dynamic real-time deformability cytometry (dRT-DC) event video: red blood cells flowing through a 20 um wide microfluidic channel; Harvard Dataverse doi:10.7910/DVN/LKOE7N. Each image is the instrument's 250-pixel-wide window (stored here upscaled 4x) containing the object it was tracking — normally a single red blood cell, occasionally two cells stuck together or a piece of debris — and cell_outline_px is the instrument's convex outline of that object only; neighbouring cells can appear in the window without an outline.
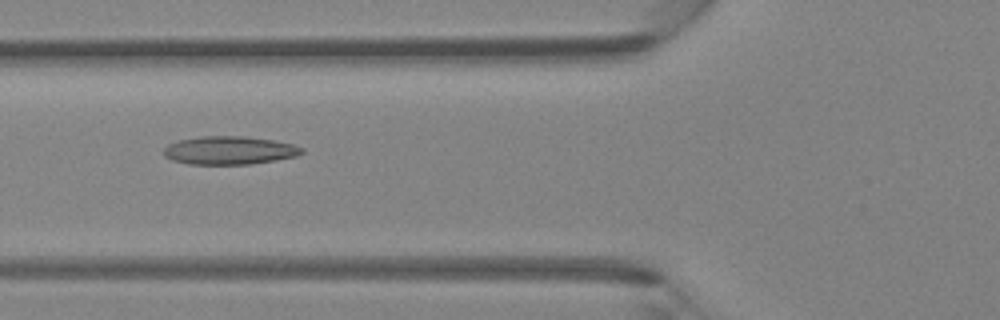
{"species": "Egyptian fruit bat (a non-hibernating species)", "species_latin": "Rousettus aegyptiacus", "temperature_condition": "room temperature", "stored_images_in_passage": 47, "camera_frame_rate_fps": 3000, "um_per_image_px": 0.085, "animal": {"sex": "female"}, "frame": {"image": 1, "passage_image": 18, "time_ms": 5.667, "image_size_px": [1000, 320], "cell_outline_px": [[304, 152], [296, 156], [276, 160], [248, 164], [188, 164], [172, 160], [164, 156], [164, 148], [168, 144], [176, 140], [200, 136], [244, 136], [272, 140], [292, 144], [304, 148]], "centroid_in_image_um": [19.47, 12.77], "position_along_channel_um": 106.3, "area_um2": 22.77}}
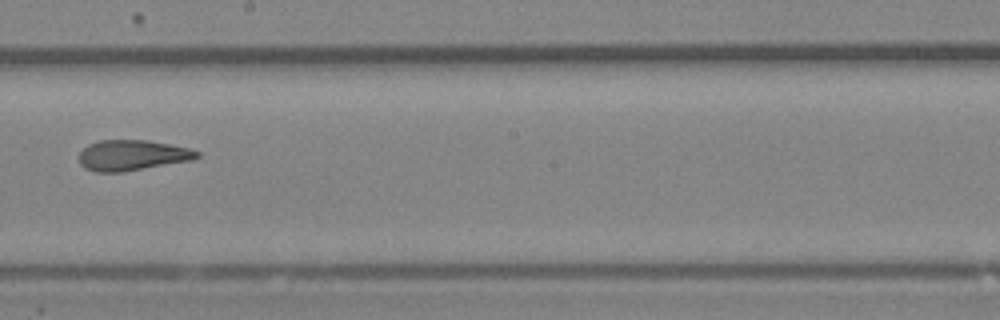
{"frame": {"image": 2, "passage_image": 27, "time_ms": 8.667, "image_size_px": [1000, 320], "cell_outline_px": [[200, 156], [192, 160], [124, 172], [96, 172], [84, 168], [80, 164], [80, 152], [88, 144], [100, 140], [148, 140], [188, 148], [200, 152]], "centroid_in_image_um": [11.23, 13.2], "position_along_channel_um": 237.0, "area_um2": 20.98}}
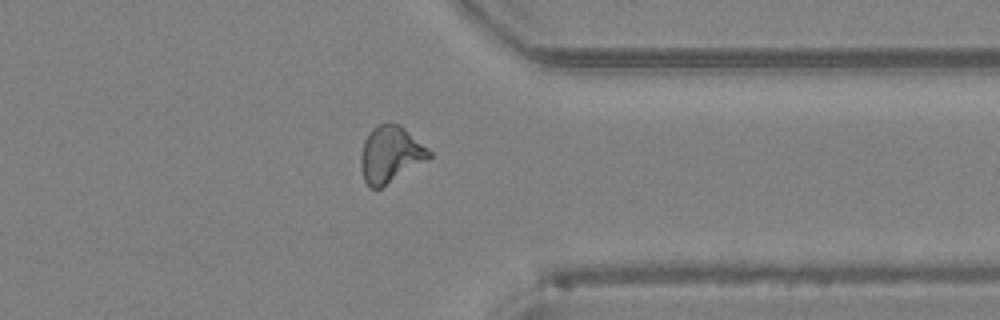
{"frame": {"image": 3, "passage_image": 37, "time_ms": 12.0, "image_size_px": [1000, 320], "cell_outline_px": [[432, 156], [428, 160], [380, 188], [372, 188], [364, 180], [360, 168], [360, 156], [364, 140], [372, 128], [376, 124], [400, 124], [428, 148], [432, 152]], "centroid_in_image_um": [33.18, 13.11], "position_along_channel_um": 378.2, "area_um2": 22.43}, "authors_computed_cell_mechanics": {"area_um2": 22.4264, "velocity_mm_per_s": 4.3823, "shape_relaxation_time_tau1_ms": null, "shape_relaxation_time_tau2_ms": 2.3765, "deformation_change_tau1": null, "deformation_change_tau2": 0.1017}}